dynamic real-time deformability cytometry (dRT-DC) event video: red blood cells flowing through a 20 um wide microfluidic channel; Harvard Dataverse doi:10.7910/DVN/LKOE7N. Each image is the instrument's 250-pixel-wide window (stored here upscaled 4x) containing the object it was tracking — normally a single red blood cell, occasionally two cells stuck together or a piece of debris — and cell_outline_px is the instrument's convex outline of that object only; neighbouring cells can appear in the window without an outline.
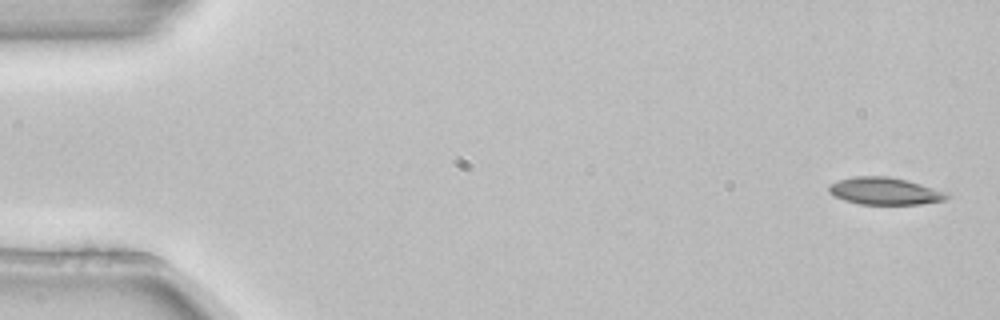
{"species": "common noctule bat (a hibernating species)", "species_latin": "Nyctalus noctula", "temperature_condition": "room temperature", "stored_images_in_passage": 4, "camera_frame_rate_fps": 3000, "um_per_image_px": 0.085, "animal": {"sex": "female", "body_mass_g": 22.7, "forearm_length_mm": 54.2}, "frame": {"image": 1, "passage_image": 1, "time_ms": 0.0, "image_size_px": [1000, 320], "cell_outline_px": [[952, 196], [948, 200], [920, 204], [860, 204], [844, 200], [828, 192], [828, 184], [852, 176], [888, 176], [908, 180], [952, 192]], "centroid_in_image_um": [75.31, 16.24], "position_along_channel_um": 9.7, "area_um2": 19.19}}
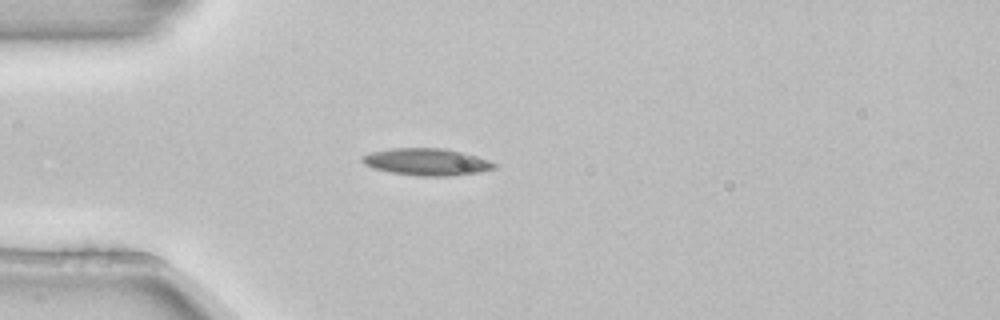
{"frame": {"image": 2, "passage_image": 4, "time_ms": 1.0, "image_size_px": [1000, 320], "cell_outline_px": [[496, 168], [480, 172], [452, 176], [416, 176], [392, 172], [372, 168], [364, 164], [360, 160], [360, 156], [372, 152], [392, 148], [440, 148], [464, 152], [488, 160], [496, 164]], "centroid_in_image_um": [36.25, 13.76], "position_along_channel_um": 48.7, "area_um2": 20.87}}